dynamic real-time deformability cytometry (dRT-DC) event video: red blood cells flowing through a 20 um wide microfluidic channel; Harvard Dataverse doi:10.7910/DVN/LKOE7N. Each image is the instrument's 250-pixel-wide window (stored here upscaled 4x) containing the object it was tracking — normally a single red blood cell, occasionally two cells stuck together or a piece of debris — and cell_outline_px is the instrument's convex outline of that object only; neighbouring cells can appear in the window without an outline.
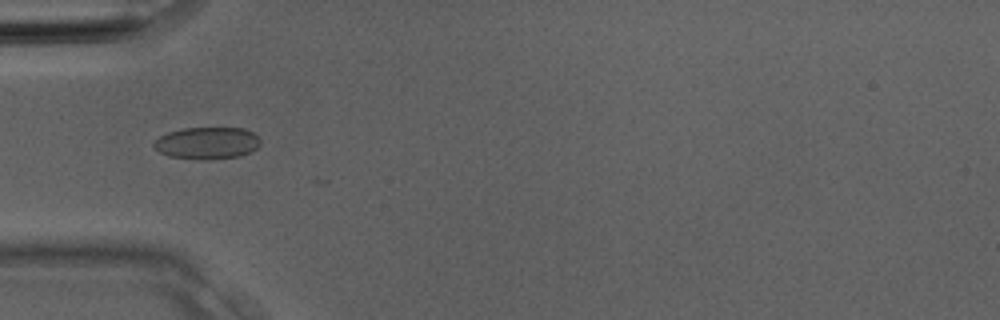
{"species": "Egyptian fruit bat (a non-hibernating species)", "species_latin": "Rousettus aegyptiacus", "temperature_condition": "room temperature", "stored_images_in_passage": 3, "camera_frame_rate_fps": 3000, "um_per_image_px": 0.085, "animal": {"sex": "male"}, "frame": {"image": 1, "passage_image": 2, "time_ms": 0.333, "image_size_px": [1000, 320], "cell_outline_px": [[260, 144], [252, 152], [240, 156], [208, 160], [200, 160], [168, 156], [160, 152], [152, 144], [160, 136], [168, 132], [184, 128], [244, 128], [252, 132], [260, 140]], "centroid_in_image_um": [17.61, 12.17], "position_along_channel_um": 67.4, "area_um2": 19.94}}